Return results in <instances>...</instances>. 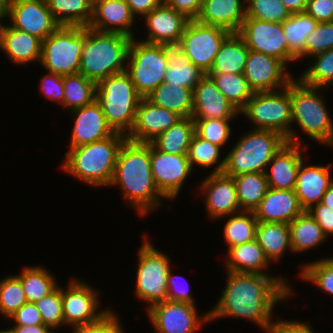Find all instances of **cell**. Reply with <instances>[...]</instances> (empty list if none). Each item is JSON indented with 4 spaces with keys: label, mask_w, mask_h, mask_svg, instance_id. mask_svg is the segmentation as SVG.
Instances as JSON below:
<instances>
[{
    "label": "cell",
    "mask_w": 333,
    "mask_h": 333,
    "mask_svg": "<svg viewBox=\"0 0 333 333\" xmlns=\"http://www.w3.org/2000/svg\"><path fill=\"white\" fill-rule=\"evenodd\" d=\"M227 281L217 303L209 311V320L219 318L248 319L269 333L275 320V306L293 293L290 283L279 276L226 271ZM228 316V317H227ZM273 320V321H272Z\"/></svg>",
    "instance_id": "1"
},
{
    "label": "cell",
    "mask_w": 333,
    "mask_h": 333,
    "mask_svg": "<svg viewBox=\"0 0 333 333\" xmlns=\"http://www.w3.org/2000/svg\"><path fill=\"white\" fill-rule=\"evenodd\" d=\"M109 186H118L125 203L140 216L144 217L164 205L162 200L165 197L156 187L152 176L151 143L124 141Z\"/></svg>",
    "instance_id": "2"
},
{
    "label": "cell",
    "mask_w": 333,
    "mask_h": 333,
    "mask_svg": "<svg viewBox=\"0 0 333 333\" xmlns=\"http://www.w3.org/2000/svg\"><path fill=\"white\" fill-rule=\"evenodd\" d=\"M127 135L115 132L93 143L69 148L62 170L92 187L109 186L113 179L119 150Z\"/></svg>",
    "instance_id": "3"
},
{
    "label": "cell",
    "mask_w": 333,
    "mask_h": 333,
    "mask_svg": "<svg viewBox=\"0 0 333 333\" xmlns=\"http://www.w3.org/2000/svg\"><path fill=\"white\" fill-rule=\"evenodd\" d=\"M132 39L121 33L85 27L79 73L98 83L101 79L126 71Z\"/></svg>",
    "instance_id": "4"
},
{
    "label": "cell",
    "mask_w": 333,
    "mask_h": 333,
    "mask_svg": "<svg viewBox=\"0 0 333 333\" xmlns=\"http://www.w3.org/2000/svg\"><path fill=\"white\" fill-rule=\"evenodd\" d=\"M323 89L305 85L299 78L290 82L292 123L309 139L333 148V119L320 93Z\"/></svg>",
    "instance_id": "5"
},
{
    "label": "cell",
    "mask_w": 333,
    "mask_h": 333,
    "mask_svg": "<svg viewBox=\"0 0 333 333\" xmlns=\"http://www.w3.org/2000/svg\"><path fill=\"white\" fill-rule=\"evenodd\" d=\"M252 129L244 133L225 154V175L235 177L245 173H265L269 162L287 142L278 132Z\"/></svg>",
    "instance_id": "6"
},
{
    "label": "cell",
    "mask_w": 333,
    "mask_h": 333,
    "mask_svg": "<svg viewBox=\"0 0 333 333\" xmlns=\"http://www.w3.org/2000/svg\"><path fill=\"white\" fill-rule=\"evenodd\" d=\"M142 98L126 71L101 79L96 86V101L100 104L107 123L115 132L125 135L134 127Z\"/></svg>",
    "instance_id": "7"
},
{
    "label": "cell",
    "mask_w": 333,
    "mask_h": 333,
    "mask_svg": "<svg viewBox=\"0 0 333 333\" xmlns=\"http://www.w3.org/2000/svg\"><path fill=\"white\" fill-rule=\"evenodd\" d=\"M254 124V129L271 130L286 138L288 143L303 145L292 126L290 83L279 91L254 92L245 106L239 111Z\"/></svg>",
    "instance_id": "8"
},
{
    "label": "cell",
    "mask_w": 333,
    "mask_h": 333,
    "mask_svg": "<svg viewBox=\"0 0 333 333\" xmlns=\"http://www.w3.org/2000/svg\"><path fill=\"white\" fill-rule=\"evenodd\" d=\"M138 251L136 270L135 295L147 303L149 310L155 304L167 300V275L170 270V257L158 250L147 235Z\"/></svg>",
    "instance_id": "9"
},
{
    "label": "cell",
    "mask_w": 333,
    "mask_h": 333,
    "mask_svg": "<svg viewBox=\"0 0 333 333\" xmlns=\"http://www.w3.org/2000/svg\"><path fill=\"white\" fill-rule=\"evenodd\" d=\"M85 42V27L59 26L42 41L40 64L61 76L77 74Z\"/></svg>",
    "instance_id": "10"
},
{
    "label": "cell",
    "mask_w": 333,
    "mask_h": 333,
    "mask_svg": "<svg viewBox=\"0 0 333 333\" xmlns=\"http://www.w3.org/2000/svg\"><path fill=\"white\" fill-rule=\"evenodd\" d=\"M167 66V59L160 44L132 39L127 56L126 72L136 91L143 98L164 82Z\"/></svg>",
    "instance_id": "11"
},
{
    "label": "cell",
    "mask_w": 333,
    "mask_h": 333,
    "mask_svg": "<svg viewBox=\"0 0 333 333\" xmlns=\"http://www.w3.org/2000/svg\"><path fill=\"white\" fill-rule=\"evenodd\" d=\"M154 333H197L210 323L209 311L198 314L196 304L166 300L146 310Z\"/></svg>",
    "instance_id": "12"
},
{
    "label": "cell",
    "mask_w": 333,
    "mask_h": 333,
    "mask_svg": "<svg viewBox=\"0 0 333 333\" xmlns=\"http://www.w3.org/2000/svg\"><path fill=\"white\" fill-rule=\"evenodd\" d=\"M83 280L71 278L66 289L62 288L64 324L68 327L98 321L110 308H100V291Z\"/></svg>",
    "instance_id": "13"
},
{
    "label": "cell",
    "mask_w": 333,
    "mask_h": 333,
    "mask_svg": "<svg viewBox=\"0 0 333 333\" xmlns=\"http://www.w3.org/2000/svg\"><path fill=\"white\" fill-rule=\"evenodd\" d=\"M229 34V31L221 27L190 20L181 36L184 42V54L191 63L207 74L222 42Z\"/></svg>",
    "instance_id": "14"
},
{
    "label": "cell",
    "mask_w": 333,
    "mask_h": 333,
    "mask_svg": "<svg viewBox=\"0 0 333 333\" xmlns=\"http://www.w3.org/2000/svg\"><path fill=\"white\" fill-rule=\"evenodd\" d=\"M288 66L276 57L249 49L243 75L254 92H274L294 79Z\"/></svg>",
    "instance_id": "15"
},
{
    "label": "cell",
    "mask_w": 333,
    "mask_h": 333,
    "mask_svg": "<svg viewBox=\"0 0 333 333\" xmlns=\"http://www.w3.org/2000/svg\"><path fill=\"white\" fill-rule=\"evenodd\" d=\"M151 170L156 187L169 201L177 198L187 177L193 172L187 155L164 153L152 144Z\"/></svg>",
    "instance_id": "16"
},
{
    "label": "cell",
    "mask_w": 333,
    "mask_h": 333,
    "mask_svg": "<svg viewBox=\"0 0 333 333\" xmlns=\"http://www.w3.org/2000/svg\"><path fill=\"white\" fill-rule=\"evenodd\" d=\"M238 34L253 51L278 58L288 65V43L282 23L245 18Z\"/></svg>",
    "instance_id": "17"
},
{
    "label": "cell",
    "mask_w": 333,
    "mask_h": 333,
    "mask_svg": "<svg viewBox=\"0 0 333 333\" xmlns=\"http://www.w3.org/2000/svg\"><path fill=\"white\" fill-rule=\"evenodd\" d=\"M6 18L10 26L42 41L60 26L54 20L46 0H13Z\"/></svg>",
    "instance_id": "18"
},
{
    "label": "cell",
    "mask_w": 333,
    "mask_h": 333,
    "mask_svg": "<svg viewBox=\"0 0 333 333\" xmlns=\"http://www.w3.org/2000/svg\"><path fill=\"white\" fill-rule=\"evenodd\" d=\"M204 194V204L209 220H222L231 214L241 212L237 200L233 177L224 173H210L198 185Z\"/></svg>",
    "instance_id": "19"
},
{
    "label": "cell",
    "mask_w": 333,
    "mask_h": 333,
    "mask_svg": "<svg viewBox=\"0 0 333 333\" xmlns=\"http://www.w3.org/2000/svg\"><path fill=\"white\" fill-rule=\"evenodd\" d=\"M181 119L179 114L156 106L147 98H142L137 108L134 127L127 135V139L133 142L150 143Z\"/></svg>",
    "instance_id": "20"
},
{
    "label": "cell",
    "mask_w": 333,
    "mask_h": 333,
    "mask_svg": "<svg viewBox=\"0 0 333 333\" xmlns=\"http://www.w3.org/2000/svg\"><path fill=\"white\" fill-rule=\"evenodd\" d=\"M74 118L69 148L106 139L115 131L107 123L100 104L95 100L90 105L69 111Z\"/></svg>",
    "instance_id": "21"
},
{
    "label": "cell",
    "mask_w": 333,
    "mask_h": 333,
    "mask_svg": "<svg viewBox=\"0 0 333 333\" xmlns=\"http://www.w3.org/2000/svg\"><path fill=\"white\" fill-rule=\"evenodd\" d=\"M194 120L223 119L236 120L239 111L216 87L214 81L205 75L193 89Z\"/></svg>",
    "instance_id": "22"
},
{
    "label": "cell",
    "mask_w": 333,
    "mask_h": 333,
    "mask_svg": "<svg viewBox=\"0 0 333 333\" xmlns=\"http://www.w3.org/2000/svg\"><path fill=\"white\" fill-rule=\"evenodd\" d=\"M135 18L126 0H93L92 18L87 27L135 38L131 28L135 23Z\"/></svg>",
    "instance_id": "23"
},
{
    "label": "cell",
    "mask_w": 333,
    "mask_h": 333,
    "mask_svg": "<svg viewBox=\"0 0 333 333\" xmlns=\"http://www.w3.org/2000/svg\"><path fill=\"white\" fill-rule=\"evenodd\" d=\"M305 147L304 145L286 142L274 155L265 172L269 188L295 189L299 166L305 160L302 153L306 149Z\"/></svg>",
    "instance_id": "24"
},
{
    "label": "cell",
    "mask_w": 333,
    "mask_h": 333,
    "mask_svg": "<svg viewBox=\"0 0 333 333\" xmlns=\"http://www.w3.org/2000/svg\"><path fill=\"white\" fill-rule=\"evenodd\" d=\"M160 46L168 64L163 83L194 89L206 74L184 54L183 40L179 38L165 41Z\"/></svg>",
    "instance_id": "25"
},
{
    "label": "cell",
    "mask_w": 333,
    "mask_h": 333,
    "mask_svg": "<svg viewBox=\"0 0 333 333\" xmlns=\"http://www.w3.org/2000/svg\"><path fill=\"white\" fill-rule=\"evenodd\" d=\"M42 40L0 20V50L16 66L41 60Z\"/></svg>",
    "instance_id": "26"
},
{
    "label": "cell",
    "mask_w": 333,
    "mask_h": 333,
    "mask_svg": "<svg viewBox=\"0 0 333 333\" xmlns=\"http://www.w3.org/2000/svg\"><path fill=\"white\" fill-rule=\"evenodd\" d=\"M147 38L141 41L160 44L181 38L189 19L162 2L144 17Z\"/></svg>",
    "instance_id": "27"
},
{
    "label": "cell",
    "mask_w": 333,
    "mask_h": 333,
    "mask_svg": "<svg viewBox=\"0 0 333 333\" xmlns=\"http://www.w3.org/2000/svg\"><path fill=\"white\" fill-rule=\"evenodd\" d=\"M330 170V167L322 164L307 165L304 160L301 162L294 190L304 211L322 201L325 192L333 182Z\"/></svg>",
    "instance_id": "28"
},
{
    "label": "cell",
    "mask_w": 333,
    "mask_h": 333,
    "mask_svg": "<svg viewBox=\"0 0 333 333\" xmlns=\"http://www.w3.org/2000/svg\"><path fill=\"white\" fill-rule=\"evenodd\" d=\"M304 212L295 190L269 188L264 198L253 211L256 219L262 222L289 224Z\"/></svg>",
    "instance_id": "29"
},
{
    "label": "cell",
    "mask_w": 333,
    "mask_h": 333,
    "mask_svg": "<svg viewBox=\"0 0 333 333\" xmlns=\"http://www.w3.org/2000/svg\"><path fill=\"white\" fill-rule=\"evenodd\" d=\"M246 18V0H203L196 21L238 33Z\"/></svg>",
    "instance_id": "30"
},
{
    "label": "cell",
    "mask_w": 333,
    "mask_h": 333,
    "mask_svg": "<svg viewBox=\"0 0 333 333\" xmlns=\"http://www.w3.org/2000/svg\"><path fill=\"white\" fill-rule=\"evenodd\" d=\"M225 258L224 267L226 271L270 274L265 271L272 264L266 258L256 239L230 247Z\"/></svg>",
    "instance_id": "31"
},
{
    "label": "cell",
    "mask_w": 333,
    "mask_h": 333,
    "mask_svg": "<svg viewBox=\"0 0 333 333\" xmlns=\"http://www.w3.org/2000/svg\"><path fill=\"white\" fill-rule=\"evenodd\" d=\"M256 240L269 262H278L288 250L292 252L289 224L258 221Z\"/></svg>",
    "instance_id": "32"
},
{
    "label": "cell",
    "mask_w": 333,
    "mask_h": 333,
    "mask_svg": "<svg viewBox=\"0 0 333 333\" xmlns=\"http://www.w3.org/2000/svg\"><path fill=\"white\" fill-rule=\"evenodd\" d=\"M317 25L318 22L306 12L291 13L282 23L288 43V64L305 58L306 38Z\"/></svg>",
    "instance_id": "33"
},
{
    "label": "cell",
    "mask_w": 333,
    "mask_h": 333,
    "mask_svg": "<svg viewBox=\"0 0 333 333\" xmlns=\"http://www.w3.org/2000/svg\"><path fill=\"white\" fill-rule=\"evenodd\" d=\"M249 48L238 33H230L222 42L209 72L243 74Z\"/></svg>",
    "instance_id": "34"
},
{
    "label": "cell",
    "mask_w": 333,
    "mask_h": 333,
    "mask_svg": "<svg viewBox=\"0 0 333 333\" xmlns=\"http://www.w3.org/2000/svg\"><path fill=\"white\" fill-rule=\"evenodd\" d=\"M154 105L169 109L182 118L192 117L193 89L161 83L147 97Z\"/></svg>",
    "instance_id": "35"
},
{
    "label": "cell",
    "mask_w": 333,
    "mask_h": 333,
    "mask_svg": "<svg viewBox=\"0 0 333 333\" xmlns=\"http://www.w3.org/2000/svg\"><path fill=\"white\" fill-rule=\"evenodd\" d=\"M292 252H306L320 246L328 238L314 218L304 211L289 223Z\"/></svg>",
    "instance_id": "36"
},
{
    "label": "cell",
    "mask_w": 333,
    "mask_h": 333,
    "mask_svg": "<svg viewBox=\"0 0 333 333\" xmlns=\"http://www.w3.org/2000/svg\"><path fill=\"white\" fill-rule=\"evenodd\" d=\"M194 134V119L185 117L162 132L150 143L157 150L164 153L187 155Z\"/></svg>",
    "instance_id": "37"
},
{
    "label": "cell",
    "mask_w": 333,
    "mask_h": 333,
    "mask_svg": "<svg viewBox=\"0 0 333 333\" xmlns=\"http://www.w3.org/2000/svg\"><path fill=\"white\" fill-rule=\"evenodd\" d=\"M60 26L87 27L92 18L93 0H46Z\"/></svg>",
    "instance_id": "38"
},
{
    "label": "cell",
    "mask_w": 333,
    "mask_h": 333,
    "mask_svg": "<svg viewBox=\"0 0 333 333\" xmlns=\"http://www.w3.org/2000/svg\"><path fill=\"white\" fill-rule=\"evenodd\" d=\"M241 211H254L269 189L264 172L245 173L233 177Z\"/></svg>",
    "instance_id": "39"
},
{
    "label": "cell",
    "mask_w": 333,
    "mask_h": 333,
    "mask_svg": "<svg viewBox=\"0 0 333 333\" xmlns=\"http://www.w3.org/2000/svg\"><path fill=\"white\" fill-rule=\"evenodd\" d=\"M21 282L27 302L35 303L51 293L58 282L48 269L43 266H25L20 274L15 275Z\"/></svg>",
    "instance_id": "40"
},
{
    "label": "cell",
    "mask_w": 333,
    "mask_h": 333,
    "mask_svg": "<svg viewBox=\"0 0 333 333\" xmlns=\"http://www.w3.org/2000/svg\"><path fill=\"white\" fill-rule=\"evenodd\" d=\"M63 85L62 108L68 111L90 105L96 100L97 83L80 73L63 76Z\"/></svg>",
    "instance_id": "41"
},
{
    "label": "cell",
    "mask_w": 333,
    "mask_h": 333,
    "mask_svg": "<svg viewBox=\"0 0 333 333\" xmlns=\"http://www.w3.org/2000/svg\"><path fill=\"white\" fill-rule=\"evenodd\" d=\"M206 75L214 81L219 91L238 111L254 94L243 74L208 72Z\"/></svg>",
    "instance_id": "42"
},
{
    "label": "cell",
    "mask_w": 333,
    "mask_h": 333,
    "mask_svg": "<svg viewBox=\"0 0 333 333\" xmlns=\"http://www.w3.org/2000/svg\"><path fill=\"white\" fill-rule=\"evenodd\" d=\"M223 218H228L223 229L228 249L256 239L258 220L253 211H241Z\"/></svg>",
    "instance_id": "43"
},
{
    "label": "cell",
    "mask_w": 333,
    "mask_h": 333,
    "mask_svg": "<svg viewBox=\"0 0 333 333\" xmlns=\"http://www.w3.org/2000/svg\"><path fill=\"white\" fill-rule=\"evenodd\" d=\"M221 149L194 134L187 154L192 169L196 165L202 168H210L215 165L211 173H223L225 156L222 158Z\"/></svg>",
    "instance_id": "44"
},
{
    "label": "cell",
    "mask_w": 333,
    "mask_h": 333,
    "mask_svg": "<svg viewBox=\"0 0 333 333\" xmlns=\"http://www.w3.org/2000/svg\"><path fill=\"white\" fill-rule=\"evenodd\" d=\"M314 58V62L310 59ZM308 68L298 77L305 85L318 88L333 87V48L309 58Z\"/></svg>",
    "instance_id": "45"
},
{
    "label": "cell",
    "mask_w": 333,
    "mask_h": 333,
    "mask_svg": "<svg viewBox=\"0 0 333 333\" xmlns=\"http://www.w3.org/2000/svg\"><path fill=\"white\" fill-rule=\"evenodd\" d=\"M298 275L333 297V257L301 264Z\"/></svg>",
    "instance_id": "46"
},
{
    "label": "cell",
    "mask_w": 333,
    "mask_h": 333,
    "mask_svg": "<svg viewBox=\"0 0 333 333\" xmlns=\"http://www.w3.org/2000/svg\"><path fill=\"white\" fill-rule=\"evenodd\" d=\"M27 303L20 280L13 274L0 279V314L8 319Z\"/></svg>",
    "instance_id": "47"
},
{
    "label": "cell",
    "mask_w": 333,
    "mask_h": 333,
    "mask_svg": "<svg viewBox=\"0 0 333 333\" xmlns=\"http://www.w3.org/2000/svg\"><path fill=\"white\" fill-rule=\"evenodd\" d=\"M290 15L281 0H246V18L283 23Z\"/></svg>",
    "instance_id": "48"
},
{
    "label": "cell",
    "mask_w": 333,
    "mask_h": 333,
    "mask_svg": "<svg viewBox=\"0 0 333 333\" xmlns=\"http://www.w3.org/2000/svg\"><path fill=\"white\" fill-rule=\"evenodd\" d=\"M44 325L49 326L53 331L60 326H65L62 309V287L59 285L48 295L35 302Z\"/></svg>",
    "instance_id": "49"
},
{
    "label": "cell",
    "mask_w": 333,
    "mask_h": 333,
    "mask_svg": "<svg viewBox=\"0 0 333 333\" xmlns=\"http://www.w3.org/2000/svg\"><path fill=\"white\" fill-rule=\"evenodd\" d=\"M195 134L208 142L223 147L231 137V120L204 119L194 120Z\"/></svg>",
    "instance_id": "50"
},
{
    "label": "cell",
    "mask_w": 333,
    "mask_h": 333,
    "mask_svg": "<svg viewBox=\"0 0 333 333\" xmlns=\"http://www.w3.org/2000/svg\"><path fill=\"white\" fill-rule=\"evenodd\" d=\"M333 48V21L318 23L305 41V58L308 59Z\"/></svg>",
    "instance_id": "51"
},
{
    "label": "cell",
    "mask_w": 333,
    "mask_h": 333,
    "mask_svg": "<svg viewBox=\"0 0 333 333\" xmlns=\"http://www.w3.org/2000/svg\"><path fill=\"white\" fill-rule=\"evenodd\" d=\"M71 333H124L117 313L109 310L98 321L71 327Z\"/></svg>",
    "instance_id": "52"
},
{
    "label": "cell",
    "mask_w": 333,
    "mask_h": 333,
    "mask_svg": "<svg viewBox=\"0 0 333 333\" xmlns=\"http://www.w3.org/2000/svg\"><path fill=\"white\" fill-rule=\"evenodd\" d=\"M40 91L46 98L63 106L64 85L63 76L47 72L40 80Z\"/></svg>",
    "instance_id": "53"
},
{
    "label": "cell",
    "mask_w": 333,
    "mask_h": 333,
    "mask_svg": "<svg viewBox=\"0 0 333 333\" xmlns=\"http://www.w3.org/2000/svg\"><path fill=\"white\" fill-rule=\"evenodd\" d=\"M8 320L14 321L13 326H29L44 324L41 313L37 309L35 303L27 302L22 305Z\"/></svg>",
    "instance_id": "54"
},
{
    "label": "cell",
    "mask_w": 333,
    "mask_h": 333,
    "mask_svg": "<svg viewBox=\"0 0 333 333\" xmlns=\"http://www.w3.org/2000/svg\"><path fill=\"white\" fill-rule=\"evenodd\" d=\"M178 279H180L181 281V278H179L177 275H174L172 273V269L170 268L167 275V300L195 304V299L193 298V295H191V292L190 290H188L187 287L189 285L186 284L187 286L182 287L183 283L179 284L180 281Z\"/></svg>",
    "instance_id": "55"
},
{
    "label": "cell",
    "mask_w": 333,
    "mask_h": 333,
    "mask_svg": "<svg viewBox=\"0 0 333 333\" xmlns=\"http://www.w3.org/2000/svg\"><path fill=\"white\" fill-rule=\"evenodd\" d=\"M305 12L318 23L333 21V0H307Z\"/></svg>",
    "instance_id": "56"
},
{
    "label": "cell",
    "mask_w": 333,
    "mask_h": 333,
    "mask_svg": "<svg viewBox=\"0 0 333 333\" xmlns=\"http://www.w3.org/2000/svg\"><path fill=\"white\" fill-rule=\"evenodd\" d=\"M307 212L320 225L323 233L327 236L333 235V210L321 202L312 206Z\"/></svg>",
    "instance_id": "57"
},
{
    "label": "cell",
    "mask_w": 333,
    "mask_h": 333,
    "mask_svg": "<svg viewBox=\"0 0 333 333\" xmlns=\"http://www.w3.org/2000/svg\"><path fill=\"white\" fill-rule=\"evenodd\" d=\"M269 333H316L313 327L304 321L276 320Z\"/></svg>",
    "instance_id": "58"
},
{
    "label": "cell",
    "mask_w": 333,
    "mask_h": 333,
    "mask_svg": "<svg viewBox=\"0 0 333 333\" xmlns=\"http://www.w3.org/2000/svg\"><path fill=\"white\" fill-rule=\"evenodd\" d=\"M203 0H163V2L185 15L189 20H196L201 10Z\"/></svg>",
    "instance_id": "59"
},
{
    "label": "cell",
    "mask_w": 333,
    "mask_h": 333,
    "mask_svg": "<svg viewBox=\"0 0 333 333\" xmlns=\"http://www.w3.org/2000/svg\"><path fill=\"white\" fill-rule=\"evenodd\" d=\"M132 15L143 18L154 8L158 7L163 0H126Z\"/></svg>",
    "instance_id": "60"
},
{
    "label": "cell",
    "mask_w": 333,
    "mask_h": 333,
    "mask_svg": "<svg viewBox=\"0 0 333 333\" xmlns=\"http://www.w3.org/2000/svg\"><path fill=\"white\" fill-rule=\"evenodd\" d=\"M9 329L13 333H53L54 331L47 325H29V326H12Z\"/></svg>",
    "instance_id": "61"
},
{
    "label": "cell",
    "mask_w": 333,
    "mask_h": 333,
    "mask_svg": "<svg viewBox=\"0 0 333 333\" xmlns=\"http://www.w3.org/2000/svg\"><path fill=\"white\" fill-rule=\"evenodd\" d=\"M291 13L305 12L307 0H281Z\"/></svg>",
    "instance_id": "62"
},
{
    "label": "cell",
    "mask_w": 333,
    "mask_h": 333,
    "mask_svg": "<svg viewBox=\"0 0 333 333\" xmlns=\"http://www.w3.org/2000/svg\"><path fill=\"white\" fill-rule=\"evenodd\" d=\"M321 203L333 210V182L330 184L328 190L325 192Z\"/></svg>",
    "instance_id": "63"
},
{
    "label": "cell",
    "mask_w": 333,
    "mask_h": 333,
    "mask_svg": "<svg viewBox=\"0 0 333 333\" xmlns=\"http://www.w3.org/2000/svg\"><path fill=\"white\" fill-rule=\"evenodd\" d=\"M13 0H0V20H5Z\"/></svg>",
    "instance_id": "64"
},
{
    "label": "cell",
    "mask_w": 333,
    "mask_h": 333,
    "mask_svg": "<svg viewBox=\"0 0 333 333\" xmlns=\"http://www.w3.org/2000/svg\"><path fill=\"white\" fill-rule=\"evenodd\" d=\"M0 333H13L12 331H11V329H9V327L6 329L5 328V330L4 329H1L0 330Z\"/></svg>",
    "instance_id": "65"
}]
</instances>
